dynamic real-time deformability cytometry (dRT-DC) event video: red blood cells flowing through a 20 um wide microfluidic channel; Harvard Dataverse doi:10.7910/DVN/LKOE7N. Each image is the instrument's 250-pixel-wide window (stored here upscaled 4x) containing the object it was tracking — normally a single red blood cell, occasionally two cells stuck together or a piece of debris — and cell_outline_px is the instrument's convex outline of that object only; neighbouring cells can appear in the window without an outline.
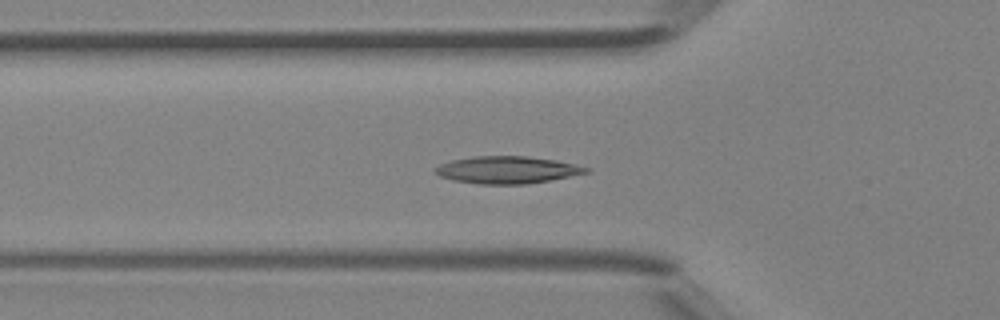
{"species": "Egyptian fruit bat (a non-hibernating species)", "species_latin": "Rousettus aegyptiacus", "temperature_condition": "room temperature", "stored_images_in_passage": 45, "camera_frame_rate_fps": 3000, "um_per_image_px": 0.085, "animal": {"sex": "female"}, "frame": {"image": 1, "passage_image": 15, "time_ms": 4.667, "image_size_px": [1000, 320], "cell_outline_px": [[588, 172], [548, 180], [524, 184], [480, 184], [452, 180], [440, 176], [432, 172], [440, 164], [452, 160], [472, 156], [528, 156], [556, 160], [588, 168]], "centroid_in_image_um": [43.03, 14.43], "position_along_channel_um": 82.8, "area_um2": 23.64}}
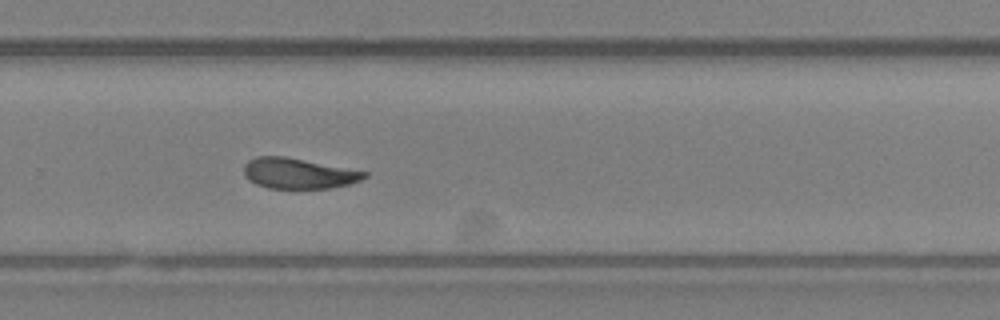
{"frame": {"image": 2, "passage_image": 30, "time_ms": 9.667, "image_size_px": [1000, 320], "cell_outline_px": [[368, 176], [360, 180], [348, 184], [332, 188], [268, 188], [256, 184], [248, 180], [244, 176], [244, 164], [248, 160], [256, 156], [284, 156], [368, 172]], "centroid_in_image_um": [25.33, 14.74], "position_along_channel_um": 304.5, "area_um2": 21.39}}
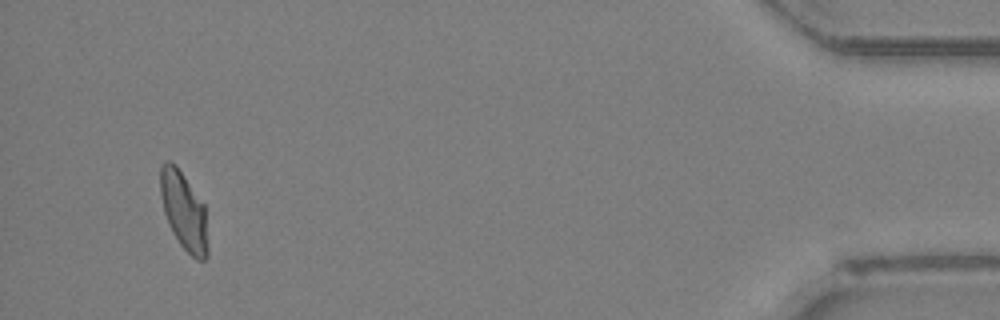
{"frame": {"image": 3, "passage_image": 43, "time_ms": 14.0, "image_size_px": [1000, 320], "cell_outline_px": [[208, 256], [204, 260], [196, 260], [180, 244], [172, 232], [168, 224], [164, 212], [160, 192], [160, 168], [164, 160], [168, 160], [176, 164], [204, 204], [208, 244]], "centroid_in_image_um": [15.62, 17.92], "position_along_channel_um": 419.6, "area_um2": 21.68}, "authors_computed_cell_mechanics": {"area_um2": 22.6576, "velocity_mm_per_s": 4.4433, "shape_relaxation_time_tau1_ms": 9.3702, "shape_relaxation_time_tau2_ms": 3.2944, "deformation_change_tau1": 0.1973, "deformation_change_tau2": 0.0923}}